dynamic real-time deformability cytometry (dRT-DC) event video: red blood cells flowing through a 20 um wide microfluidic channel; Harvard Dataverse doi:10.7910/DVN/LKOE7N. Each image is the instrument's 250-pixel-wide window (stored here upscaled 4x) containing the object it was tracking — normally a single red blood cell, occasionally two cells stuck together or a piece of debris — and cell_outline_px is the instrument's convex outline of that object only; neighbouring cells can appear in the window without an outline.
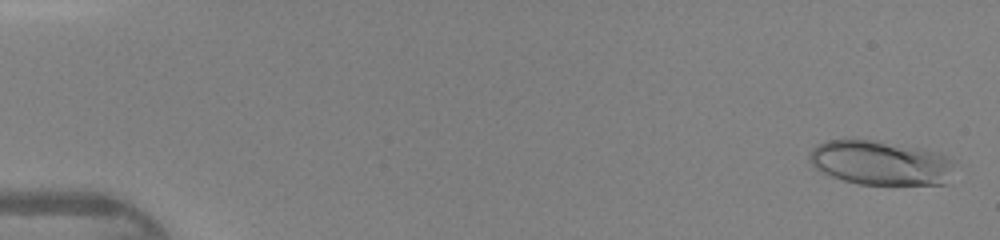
{"species": "human", "species_latin": "Homo sapiens", "temperature_condition": "warm", "stored_images_in_passage": 46, "camera_frame_rate_fps": 3000, "um_per_image_px": 0.085, "donor": {"sex": "female"}, "frame": {"image": 1, "passage_image": 2, "time_ms": 0.333, "image_size_px": [1000, 240], "cell_outline_px": [[952, 164], [948, 184], [860, 184], [844, 180], [832, 176], [816, 168], [808, 160], [808, 156], [812, 148], [816, 144], [828, 140], [876, 140], [924, 148], [940, 152], [952, 160]], "centroid_in_image_um": [74.85, 13.82], "position_along_channel_um": 10.2, "area_um2": 37.57}}
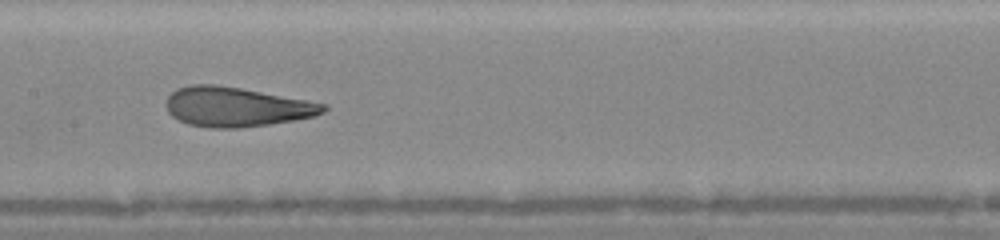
{"frame": {"image": 2, "passage_image": 24, "time_ms": 7.667, "image_size_px": [1000, 240], "cell_outline_px": [[328, 108], [324, 112], [312, 116], [292, 120], [268, 124], [240, 128], [212, 128], [188, 124], [172, 116], [168, 112], [168, 96], [176, 88], [192, 84], [216, 84], [240, 88], [328, 104]], "centroid_in_image_um": [20.08, 9.08], "position_along_channel_um": 187.3, "area_um2": 35.89}}
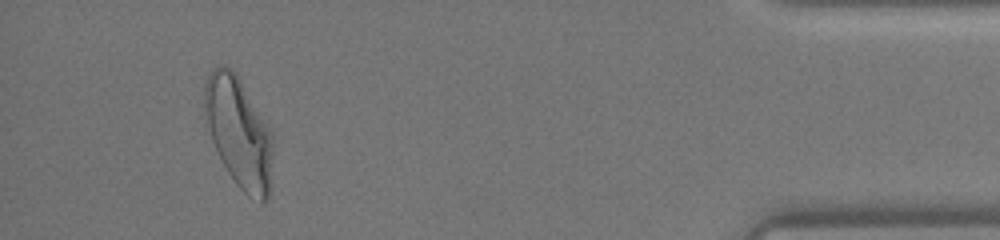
{"frame": {"image": 3, "passage_image": 43, "time_ms": 14.0, "image_size_px": [1000, 240], "cell_outline_px": [[272, 188], [268, 200], [260, 204], [248, 196], [236, 184], [228, 172], [212, 140], [204, 108], [204, 84], [212, 68], [220, 64], [224, 64], [232, 68], [236, 72], [272, 132]], "centroid_in_image_um": [20.33, 11.27], "position_along_channel_um": 414.9, "area_um2": 44.16}}